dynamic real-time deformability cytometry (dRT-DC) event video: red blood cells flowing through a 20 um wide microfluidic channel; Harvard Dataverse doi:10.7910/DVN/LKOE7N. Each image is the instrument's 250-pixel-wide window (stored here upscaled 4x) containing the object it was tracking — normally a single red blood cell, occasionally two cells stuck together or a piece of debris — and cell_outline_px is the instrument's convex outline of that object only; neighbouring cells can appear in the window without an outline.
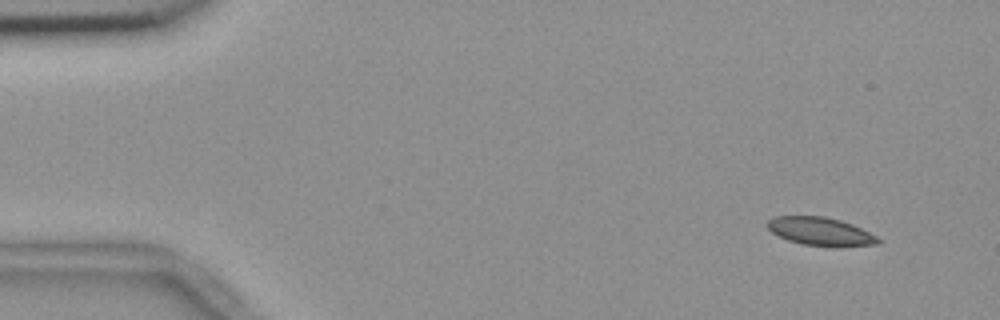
{"species": "common noctule bat (a hibernating species)", "species_latin": "Nyctalus noctula", "temperature_condition": "room temperature", "stored_images_in_passage": 5, "camera_frame_rate_fps": 3000, "um_per_image_px": 0.085, "animal": {"sex": "female", "body_mass_g": 18.4}, "frame": {"image": 1, "passage_image": 1, "time_ms": 0.0, "image_size_px": [1000, 320], "cell_outline_px": [[880, 244], [804, 244], [788, 240], [772, 232], [764, 224], [768, 220], [776, 216], [824, 216], [840, 220], [852, 224], [876, 236], [880, 240]], "centroid_in_image_um": [69.65, 19.61], "position_along_channel_um": 15.4, "area_um2": 17.28}}
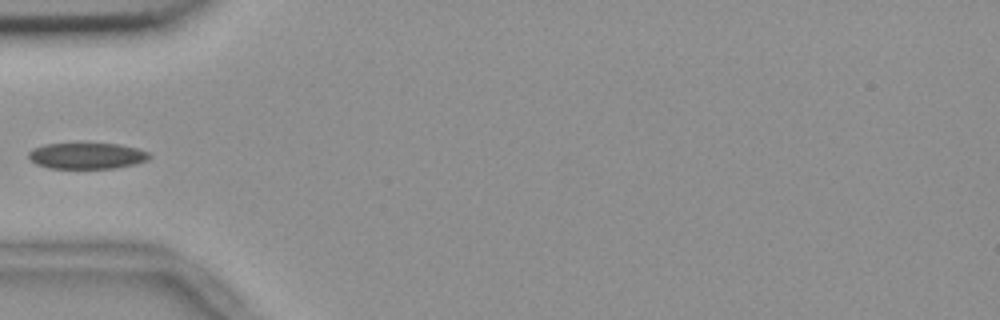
{"frame": {"image": 2, "passage_image": 4, "time_ms": 1.0, "image_size_px": [1000, 320], "cell_outline_px": [[152, 156], [148, 160], [136, 164], [116, 168], [48, 168], [36, 164], [28, 156], [28, 152], [32, 148], [44, 144], [120, 144], [136, 148], [148, 152]], "centroid_in_image_um": [7.4, 13.25], "position_along_channel_um": 77.6, "area_um2": 18.38}}